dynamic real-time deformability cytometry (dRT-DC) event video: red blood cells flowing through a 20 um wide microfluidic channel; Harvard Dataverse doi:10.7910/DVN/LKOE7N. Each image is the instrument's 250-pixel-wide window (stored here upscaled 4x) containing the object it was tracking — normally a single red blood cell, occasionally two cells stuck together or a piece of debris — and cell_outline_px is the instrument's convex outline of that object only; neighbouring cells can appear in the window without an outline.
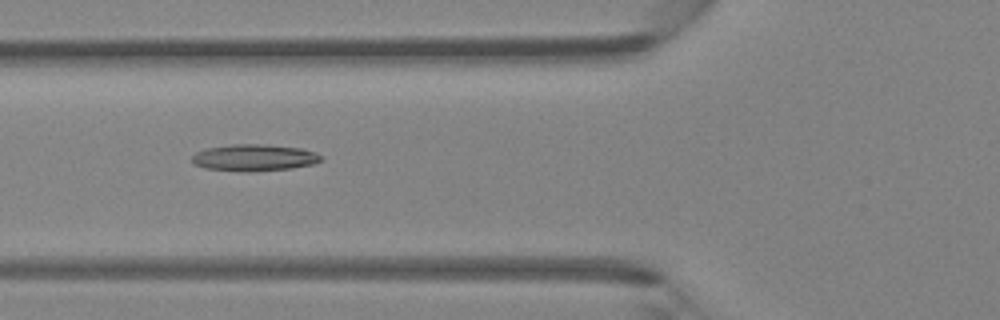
{"species": "Egyptian fruit bat (a non-hibernating species)", "species_latin": "Rousettus aegyptiacus", "temperature_condition": "room temperature", "stored_images_in_passage": 38, "camera_frame_rate_fps": 3000, "um_per_image_px": 0.085, "animal": {"sex": "female"}, "frame": {"image": 1, "passage_image": 10, "time_ms": 3.0, "image_size_px": [1000, 320], "cell_outline_px": [[324, 156], [316, 164], [292, 168], [248, 172], [240, 172], [204, 168], [192, 164], [192, 156], [196, 152], [208, 148], [232, 144], [264, 144], [300, 148], [316, 152]], "centroid_in_image_um": [21.61, 13.41], "position_along_channel_um": 104.2, "area_um2": 20.35}}
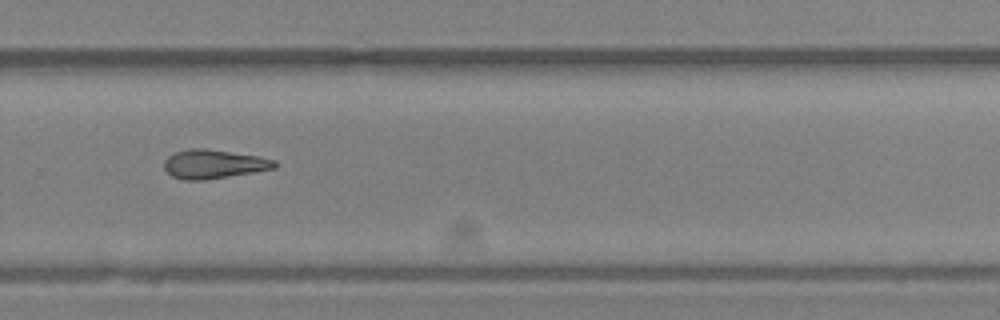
{"frame": {"image": 2, "passage_image": 24, "time_ms": 7.667, "image_size_px": [1000, 320], "cell_outline_px": [[276, 168], [204, 180], [184, 180], [172, 176], [164, 168], [164, 160], [172, 152], [188, 148], [204, 148], [256, 156], [276, 160]], "centroid_in_image_um": [18.11, 13.94], "position_along_channel_um": 311.7, "area_um2": 18.5}}
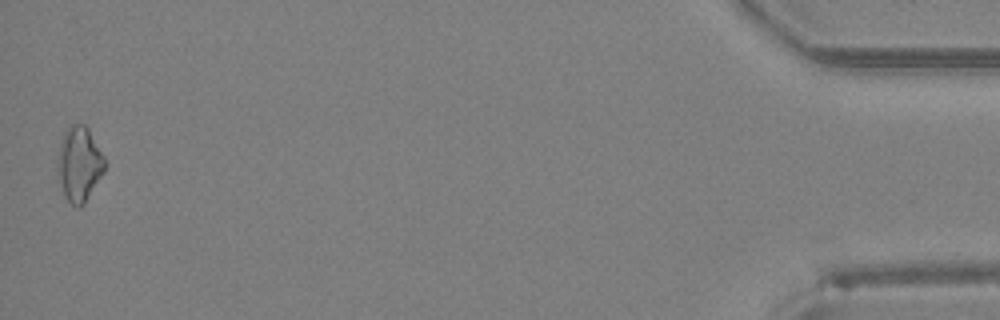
{"frame": {"image": 3, "passage_image": 38, "time_ms": 12.333, "image_size_px": [1000, 320], "cell_outline_px": [[104, 172], [84, 204], [80, 208], [76, 208], [64, 196], [56, 168], [56, 164], [60, 144], [64, 132], [72, 124], [84, 124], [88, 128], [104, 156]], "centroid_in_image_um": [6.72, 13.96], "position_along_channel_um": 428.5, "area_um2": 20.52}}